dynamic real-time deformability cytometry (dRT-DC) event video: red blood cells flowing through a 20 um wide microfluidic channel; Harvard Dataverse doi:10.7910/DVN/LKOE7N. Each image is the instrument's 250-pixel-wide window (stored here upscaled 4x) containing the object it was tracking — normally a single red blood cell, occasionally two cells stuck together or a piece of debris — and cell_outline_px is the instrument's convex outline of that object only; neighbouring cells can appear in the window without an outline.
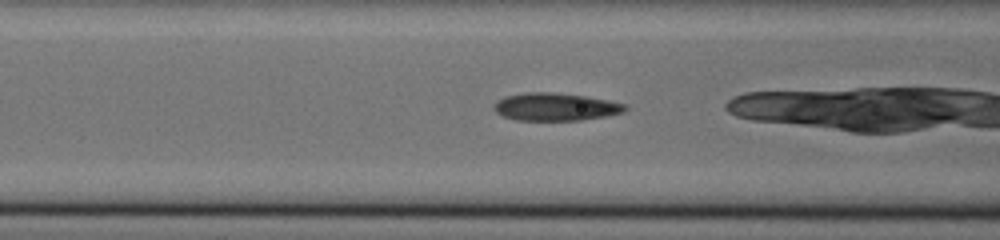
{"species": "common noctule bat (a hibernating species)", "species_latin": "Nyctalus noctula", "temperature_condition": "cold", "stored_images_in_passage": 29, "camera_frame_rate_fps": 3000, "um_per_image_px": 0.085, "animal": {"sex": "male", "body_mass_g": 20.0, "forearm_length_mm": 53.3}, "frame": {"image": 1, "passage_image": 14, "time_ms": 4.333, "image_size_px": [1000, 240], "cell_outline_px": [[628, 108], [624, 112], [604, 116], [580, 120], [516, 120], [504, 116], [496, 112], [492, 108], [496, 100], [504, 96], [524, 92], [552, 92], [584, 96], [608, 100], [628, 104]], "centroid_in_image_um": [47.19, 9.07], "position_along_channel_um": 119.4, "area_um2": 21.27}}
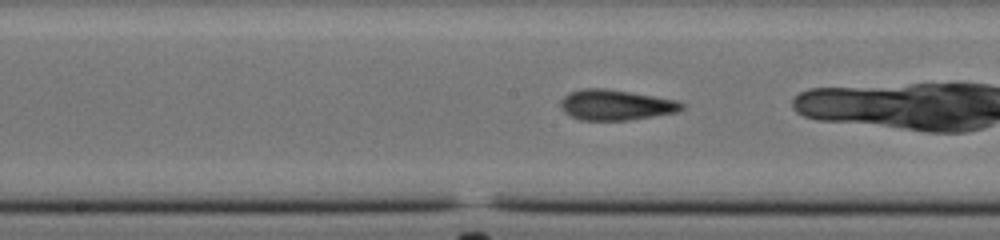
{"frame": {"image": 2, "passage_image": 20, "time_ms": 6.333, "image_size_px": [1000, 240], "cell_outline_px": [[684, 108], [676, 112], [628, 120], [580, 120], [564, 112], [560, 108], [560, 100], [568, 92], [584, 88], [604, 88], [680, 100], [684, 104]], "centroid_in_image_um": [52.33, 8.91], "position_along_channel_um": 195.9, "area_um2": 21.56}}
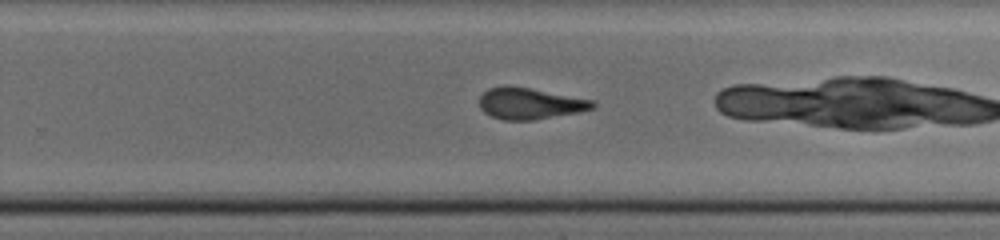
{"frame": {"image": 3, "passage_image": 27, "time_ms": 8.667, "image_size_px": [1000, 240], "cell_outline_px": [[596, 104], [592, 108], [580, 112], [532, 120], [504, 120], [492, 116], [484, 112], [480, 108], [480, 96], [488, 88], [504, 84], [508, 84], [592, 100]], "centroid_in_image_um": [44.99, 8.78], "position_along_channel_um": 284.8, "area_um2": 20.63}}